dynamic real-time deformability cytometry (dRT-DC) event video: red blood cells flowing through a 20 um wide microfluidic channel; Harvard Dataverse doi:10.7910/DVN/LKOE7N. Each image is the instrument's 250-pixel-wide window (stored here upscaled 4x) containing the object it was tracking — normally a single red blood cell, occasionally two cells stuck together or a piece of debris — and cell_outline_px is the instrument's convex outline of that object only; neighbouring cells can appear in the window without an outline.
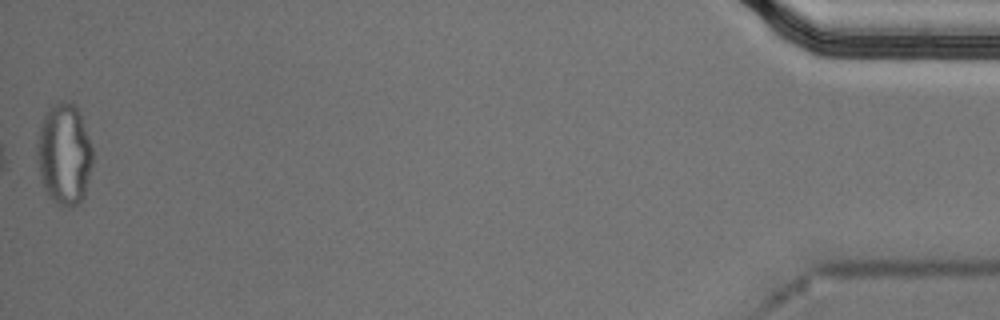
{"species": "Egyptian fruit bat (a non-hibernating species)", "species_latin": "Rousettus aegyptiacus", "temperature_condition": "cold", "stored_images_in_passage": 40, "segment_of_instrument_passage": [2, 2], "camera_frame_rate_fps": 3000, "um_per_image_px": 0.085, "animal": {"sex": "male"}, "frame": {"image": 1, "passage_image": 40, "time_ms": 13.0, "image_size_px": [1000, 320], "cell_outline_px": [[92, 164], [84, 200], [72, 208], [60, 208], [48, 196], [44, 188], [40, 176], [36, 156], [36, 140], [40, 124], [48, 108], [52, 104], [60, 100], [64, 100], [76, 104], [80, 112], [92, 148]], "centroid_in_image_um": [5.44, 13.13], "position_along_channel_um": 429.8, "area_um2": 33.76}}